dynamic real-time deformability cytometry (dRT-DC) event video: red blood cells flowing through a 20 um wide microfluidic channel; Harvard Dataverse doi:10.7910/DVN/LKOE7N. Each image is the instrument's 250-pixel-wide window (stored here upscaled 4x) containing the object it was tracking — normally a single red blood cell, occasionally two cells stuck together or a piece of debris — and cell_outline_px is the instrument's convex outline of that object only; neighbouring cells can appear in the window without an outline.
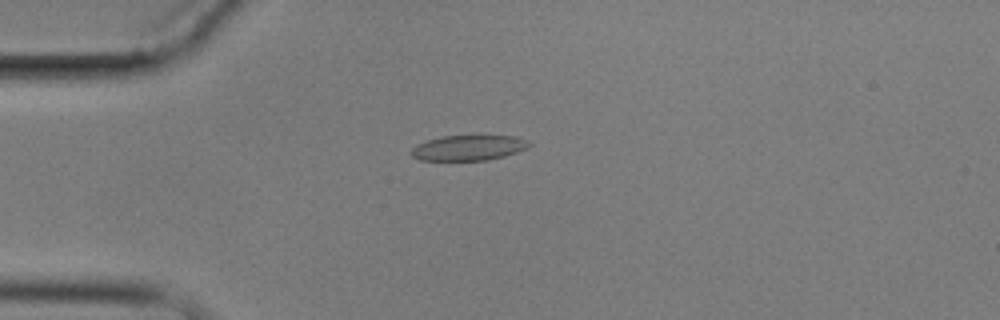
{"species": "common noctule bat (a hibernating species)", "species_latin": "Nyctalus noctula", "temperature_condition": "cold", "stored_images_in_passage": 10, "camera_frame_rate_fps": 3000, "um_per_image_px": 0.085, "animal": {"sex": "male", "body_mass_g": 17.9}, "frame": {"image": 1, "passage_image": 3, "time_ms": 3.333, "image_size_px": [1000, 320], "cell_outline_px": [[532, 144], [528, 148], [504, 156], [488, 160], [420, 160], [412, 156], [412, 148], [416, 144], [428, 140], [444, 136], [476, 132], [512, 136], [528, 140]], "centroid_in_image_um": [39.88, 12.5], "position_along_channel_um": 45.1, "area_um2": 18.21}}
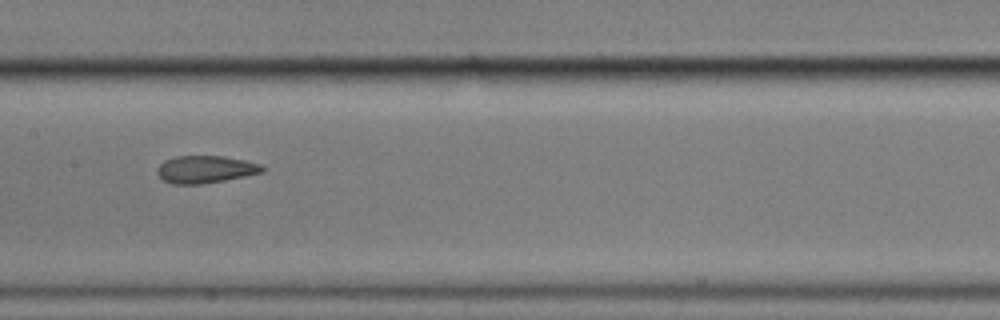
{"frame": {"image": 2, "passage_image": 7, "time_ms": 8.0, "image_size_px": [1000, 320], "cell_outline_px": [[268, 168], [264, 172], [224, 180], [200, 184], [172, 184], [164, 180], [156, 172], [156, 168], [164, 160], [176, 156], [224, 156], [244, 160], [260, 164]], "centroid_in_image_um": [17.47, 14.39], "position_along_channel_um": 189.9, "area_um2": 16.82}}
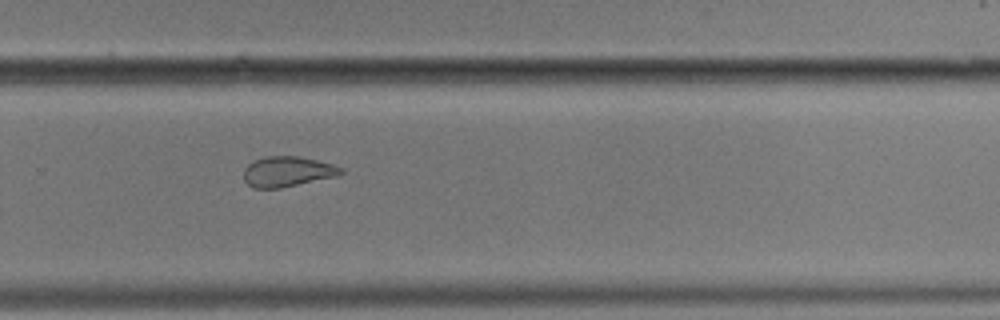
{"frame": {"image": 3, "passage_image": 10, "time_ms": 11.333, "image_size_px": [1000, 320], "cell_outline_px": [[344, 172], [336, 176], [280, 188], [252, 188], [244, 180], [244, 168], [252, 160], [268, 156], [296, 156], [316, 160], [332, 164], [344, 168]], "centroid_in_image_um": [24.41, 14.58], "position_along_channel_um": 305.4, "area_um2": 17.11}}